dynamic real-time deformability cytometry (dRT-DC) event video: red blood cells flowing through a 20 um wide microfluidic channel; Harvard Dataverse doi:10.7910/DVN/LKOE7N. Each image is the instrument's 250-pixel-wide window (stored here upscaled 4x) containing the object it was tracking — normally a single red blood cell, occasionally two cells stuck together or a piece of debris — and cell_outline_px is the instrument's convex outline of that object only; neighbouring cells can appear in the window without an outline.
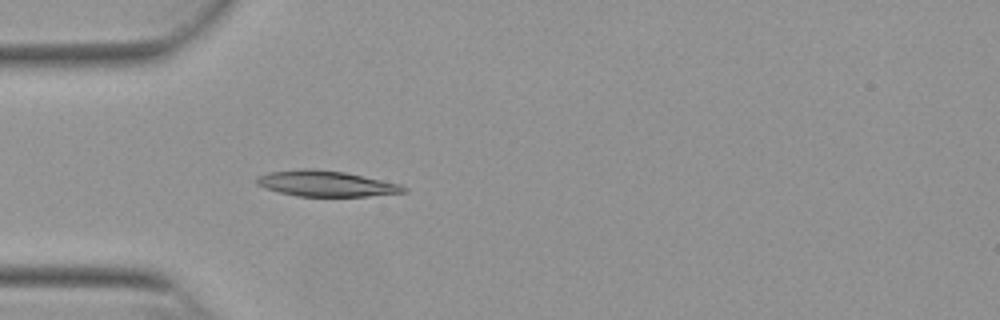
{"species": "Egyptian fruit bat (a non-hibernating species)", "species_latin": "Rousettus aegyptiacus", "temperature_condition": "warm", "stored_images_in_passage": 30, "camera_frame_rate_fps": 3000, "um_per_image_px": 0.085, "animal": {"sex": "female"}, "frame": {"image": 1, "passage_image": 3, "time_ms": 0.667, "image_size_px": [1000, 320], "cell_outline_px": [[408, 192], [368, 196], [296, 196], [264, 188], [256, 184], [256, 176], [268, 172], [300, 168], [312, 168], [344, 172], [400, 184], [408, 188]], "centroid_in_image_um": [27.68, 15.6], "position_along_channel_um": 57.3, "area_um2": 22.14}}
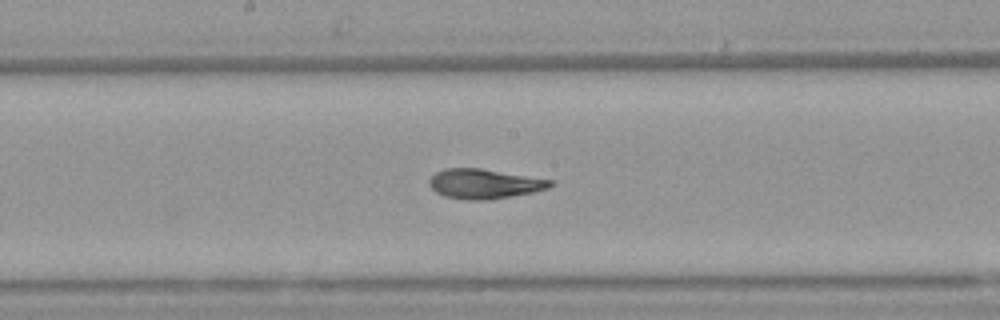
{"frame": {"image": 2, "passage_image": 15, "time_ms": 4.667, "image_size_px": [1000, 320], "cell_outline_px": [[556, 184], [548, 188], [532, 192], [488, 200], [468, 200], [444, 196], [436, 192], [428, 184], [428, 180], [436, 172], [444, 168], [480, 168], [556, 180]], "centroid_in_image_um": [41.19, 15.61], "position_along_channel_um": 207.0, "area_um2": 21.1}}
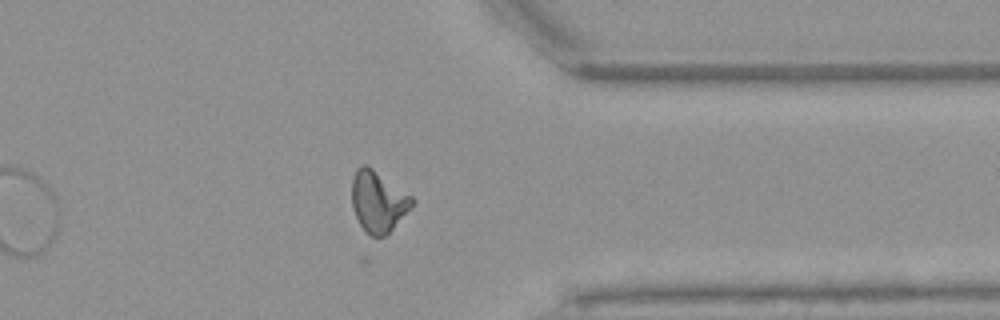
{"frame": {"image": 3, "passage_image": 29, "time_ms": 9.333, "image_size_px": [1000, 320], "cell_outline_px": [[416, 200], [392, 228], [384, 236], [372, 236], [360, 224], [352, 208], [352, 176], [356, 168], [360, 164], [364, 164], [372, 168], [412, 196]], "centroid_in_image_um": [32.11, 17.08], "position_along_channel_um": 379.3, "area_um2": 20.98}, "authors_computed_cell_mechanics": {"area_um2": 20.8658, "velocity_mm_per_s": 3.8572, "shape_relaxation_time_tau1_ms": 6.0542, "shape_relaxation_time_tau2_ms": 1.8323, "deformation_change_tau1": 0.2256, "deformation_change_tau2": 0.103}}